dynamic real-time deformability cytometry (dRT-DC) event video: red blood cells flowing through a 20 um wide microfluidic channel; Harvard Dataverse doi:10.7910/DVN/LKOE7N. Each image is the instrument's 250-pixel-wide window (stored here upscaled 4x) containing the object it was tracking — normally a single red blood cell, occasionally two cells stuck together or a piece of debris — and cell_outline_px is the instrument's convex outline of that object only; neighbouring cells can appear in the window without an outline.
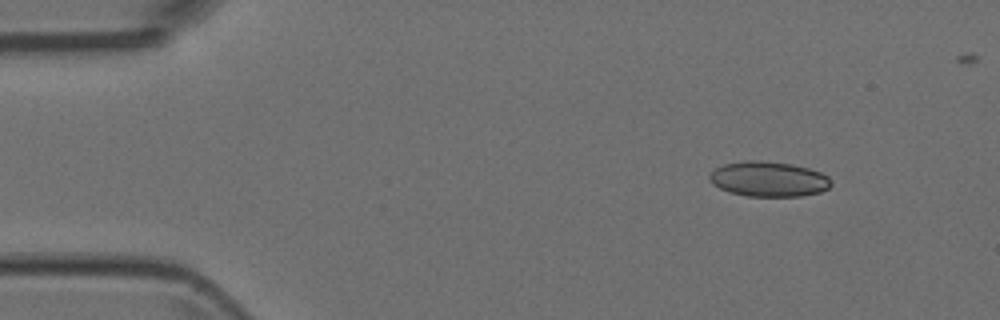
{"species": "Egyptian fruit bat (a non-hibernating species)", "species_latin": "Rousettus aegyptiacus", "temperature_condition": "room temperature", "stored_images_in_passage": 6, "camera_frame_rate_fps": 3000, "um_per_image_px": 0.085, "animal": {"sex": "female"}, "frame": {"image": 1, "passage_image": 1, "time_ms": 0.0, "image_size_px": [1000, 320], "cell_outline_px": [[832, 184], [828, 188], [820, 192], [800, 196], [748, 196], [732, 192], [720, 188], [712, 184], [708, 176], [716, 168], [724, 164], [744, 160], [760, 160], [792, 164], [808, 168], [820, 172], [828, 176]], "centroid_in_image_um": [65.34, 15.21], "position_along_channel_um": 19.7, "area_um2": 24.8}}
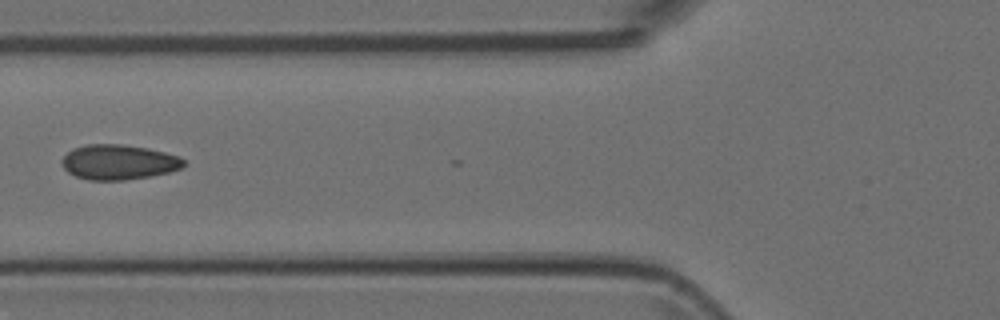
{"frame": {"image": 2, "passage_image": 5, "time_ms": 1.333, "image_size_px": [1000, 320], "cell_outline_px": [[184, 164], [180, 168], [168, 172], [148, 176], [124, 180], [88, 180], [76, 176], [68, 172], [60, 164], [60, 160], [72, 148], [88, 144], [120, 144], [148, 148], [180, 156], [184, 160]], "centroid_in_image_um": [10.04, 13.77], "position_along_channel_um": 115.8, "area_um2": 24.8}}
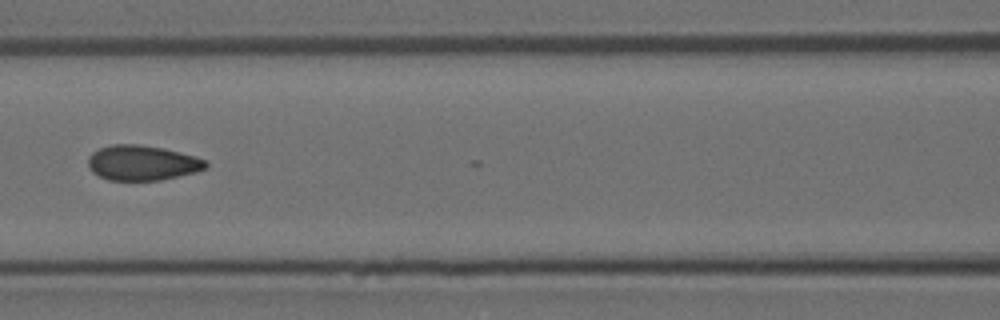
{"frame": {"image": 3, "passage_image": 6, "time_ms": 1.667, "image_size_px": [1000, 320], "cell_outline_px": [[208, 164], [204, 168], [196, 172], [160, 180], [108, 180], [92, 172], [88, 164], [88, 156], [92, 152], [100, 148], [112, 144], [140, 144], [164, 148], [196, 156], [204, 160]], "centroid_in_image_um": [12.07, 13.83], "position_along_channel_um": 154.5, "area_um2": 24.04}}